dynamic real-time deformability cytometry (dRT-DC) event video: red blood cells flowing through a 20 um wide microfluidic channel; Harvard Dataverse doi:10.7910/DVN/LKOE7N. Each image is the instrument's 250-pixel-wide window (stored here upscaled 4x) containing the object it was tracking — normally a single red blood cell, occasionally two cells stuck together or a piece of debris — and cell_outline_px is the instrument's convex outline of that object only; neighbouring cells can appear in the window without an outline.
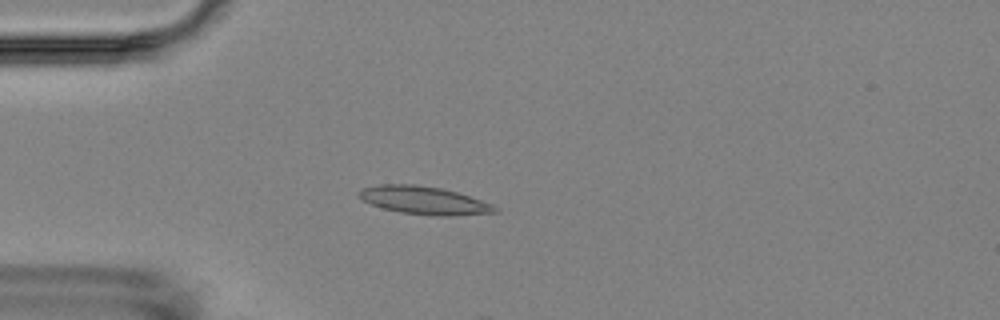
{"species": "Egyptian fruit bat (a non-hibernating species)", "species_latin": "Rousettus aegyptiacus", "temperature_condition": "room temperature", "stored_images_in_passage": 5, "camera_frame_rate_fps": 3000, "um_per_image_px": 0.085, "animal": {"sex": "female"}, "frame": {"image": 1, "passage_image": 4, "time_ms": 3.667, "image_size_px": [1000, 320], "cell_outline_px": [[500, 212], [452, 216], [428, 216], [400, 212], [384, 208], [372, 204], [356, 196], [356, 192], [360, 188], [380, 184], [416, 184], [440, 188], [456, 192], [492, 204]], "centroid_in_image_um": [36.0, 17.03], "position_along_channel_um": 49.0, "area_um2": 22.25}}